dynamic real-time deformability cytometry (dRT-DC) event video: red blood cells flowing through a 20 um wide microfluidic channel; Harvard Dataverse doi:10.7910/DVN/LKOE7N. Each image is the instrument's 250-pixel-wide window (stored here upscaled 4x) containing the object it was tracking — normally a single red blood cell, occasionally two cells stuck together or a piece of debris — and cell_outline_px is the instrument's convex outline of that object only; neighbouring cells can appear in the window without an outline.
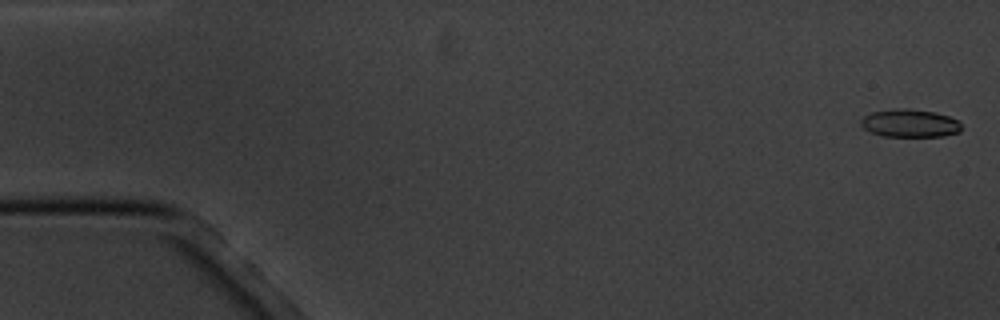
{"species": "common noctule bat (a hibernating species)", "species_latin": "Nyctalus noctula", "temperature_condition": "cold", "stored_images_in_passage": 4, "camera_frame_rate_fps": 3000, "um_per_image_px": 0.085, "animal": {"sex": "male", "body_mass_g": 20.1, "forearm_length_mm": 53.5}, "frame": {"image": 1, "passage_image": 1, "time_ms": 0.0, "image_size_px": [1000, 320], "cell_outline_px": [[960, 132], [944, 136], [884, 136], [872, 132], [864, 128], [860, 124], [860, 120], [864, 116], [872, 112], [900, 108], [904, 108], [936, 112], [948, 116], [956, 120], [960, 124]], "centroid_in_image_um": [77.33, 10.47], "position_along_channel_um": 7.7, "area_um2": 16.18}}